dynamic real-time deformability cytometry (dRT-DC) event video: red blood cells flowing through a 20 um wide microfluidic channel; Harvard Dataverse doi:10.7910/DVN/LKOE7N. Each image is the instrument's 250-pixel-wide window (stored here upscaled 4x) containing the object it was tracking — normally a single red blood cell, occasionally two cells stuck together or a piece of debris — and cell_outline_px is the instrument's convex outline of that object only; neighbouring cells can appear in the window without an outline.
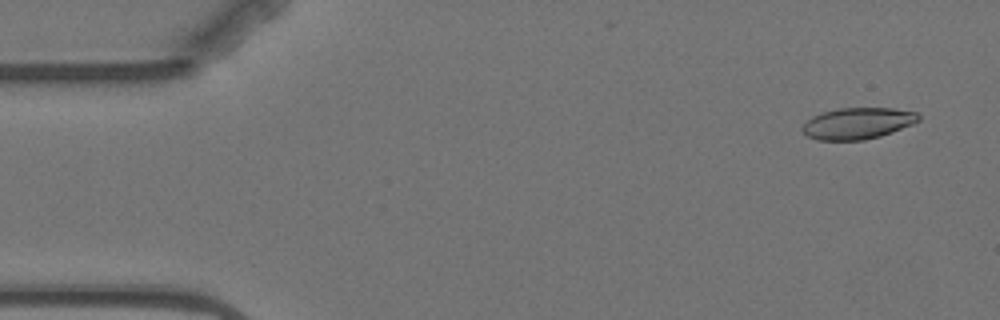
{"species": "Egyptian fruit bat (a non-hibernating species)", "species_latin": "Rousettus aegyptiacus", "temperature_condition": "warm", "stored_images_in_passage": 5, "camera_frame_rate_fps": 3000, "um_per_image_px": 0.085, "animal": {"sex": "female"}, "frame": {"image": 1, "passage_image": 1, "time_ms": 0.0, "image_size_px": [1000, 320], "cell_outline_px": [[920, 120], [912, 124], [892, 132], [880, 136], [864, 140], [816, 140], [808, 136], [800, 128], [812, 116], [824, 112], [840, 108], [892, 108], [916, 112], [920, 116]], "centroid_in_image_um": [72.9, 10.49], "position_along_channel_um": 12.1, "area_um2": 21.15}}
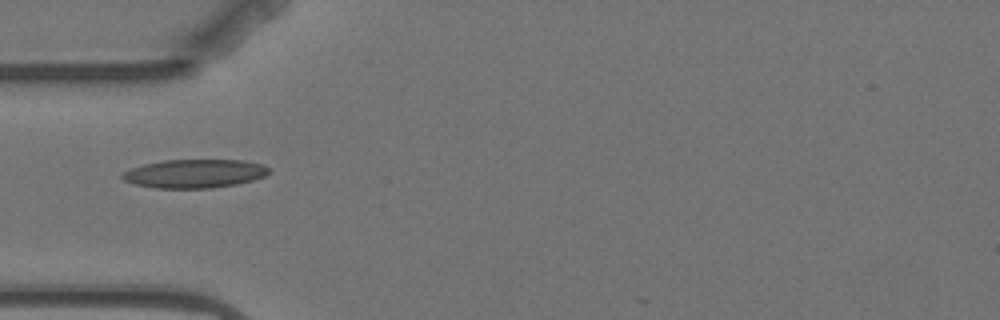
{"frame": {"image": 2, "passage_image": 5, "time_ms": 4.667, "image_size_px": [1000, 320], "cell_outline_px": [[268, 172], [264, 176], [252, 180], [236, 184], [212, 188], [156, 188], [136, 184], [124, 180], [120, 176], [124, 172], [132, 168], [144, 164], [164, 160], [244, 160], [264, 164], [268, 168]], "centroid_in_image_um": [16.55, 14.75], "position_along_channel_um": 68.5, "area_um2": 24.28}}